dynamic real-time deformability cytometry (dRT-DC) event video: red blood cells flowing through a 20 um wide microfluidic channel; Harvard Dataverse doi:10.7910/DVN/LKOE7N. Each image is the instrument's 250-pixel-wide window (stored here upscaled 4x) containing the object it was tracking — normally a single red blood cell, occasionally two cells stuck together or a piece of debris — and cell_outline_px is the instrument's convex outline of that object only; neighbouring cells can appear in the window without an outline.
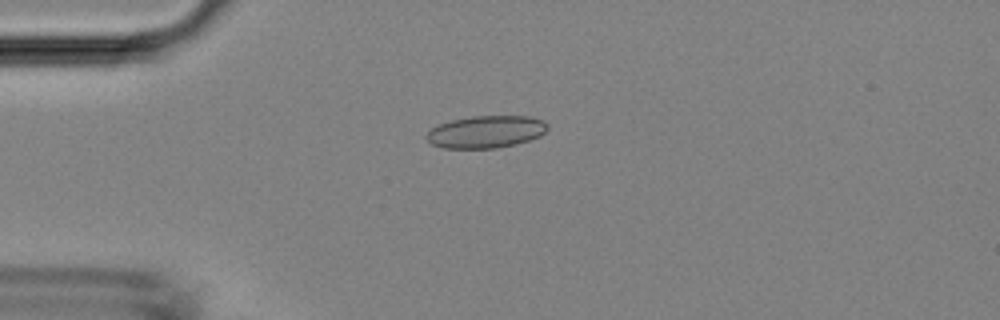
{"species": "Egyptian fruit bat (a non-hibernating species)", "species_latin": "Rousettus aegyptiacus", "temperature_condition": "room temperature", "stored_images_in_passage": 48, "camera_frame_rate_fps": 3000, "um_per_image_px": 0.085, "animal": {"sex": "female"}, "frame": {"image": 1, "passage_image": 12, "time_ms": 3.667, "image_size_px": [1000, 320], "cell_outline_px": [[548, 128], [540, 136], [516, 144], [496, 148], [444, 148], [432, 144], [424, 136], [432, 128], [440, 124], [452, 120], [472, 116], [528, 116], [544, 120], [548, 124]], "centroid_in_image_um": [41.32, 11.2], "position_along_channel_um": 43.7, "area_um2": 22.72}}
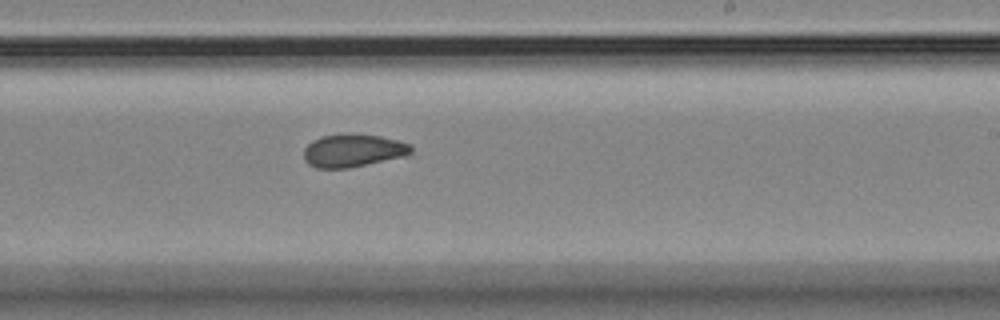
{"frame": {"image": 2, "passage_image": 29, "time_ms": 9.333, "image_size_px": [1000, 320], "cell_outline_px": [[416, 156], [348, 168], [316, 168], [308, 164], [304, 160], [304, 148], [312, 140], [320, 136], [380, 136], [412, 144]], "centroid_in_image_um": [30.13, 12.85], "position_along_channel_um": 258.9, "area_um2": 20.75}}
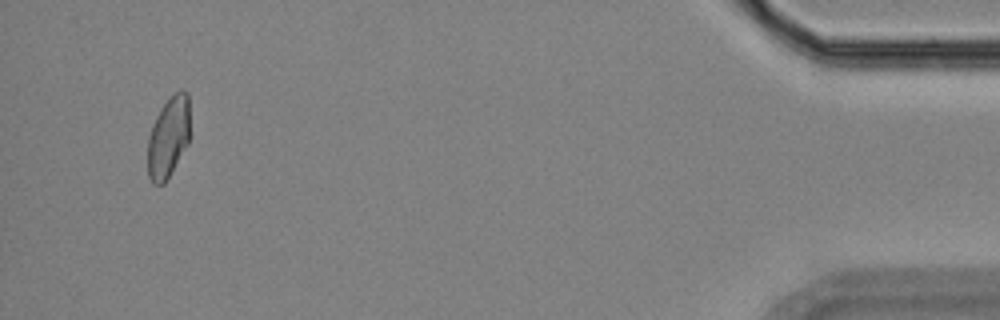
{"frame": {"image": 3, "passage_image": 46, "time_ms": 15.0, "image_size_px": [1000, 320], "cell_outline_px": [[188, 144], [164, 184], [152, 184], [148, 176], [148, 136], [152, 124], [160, 108], [180, 88], [188, 92]], "centroid_in_image_um": [14.29, 11.67], "position_along_channel_um": 420.9, "area_um2": 19.77}}